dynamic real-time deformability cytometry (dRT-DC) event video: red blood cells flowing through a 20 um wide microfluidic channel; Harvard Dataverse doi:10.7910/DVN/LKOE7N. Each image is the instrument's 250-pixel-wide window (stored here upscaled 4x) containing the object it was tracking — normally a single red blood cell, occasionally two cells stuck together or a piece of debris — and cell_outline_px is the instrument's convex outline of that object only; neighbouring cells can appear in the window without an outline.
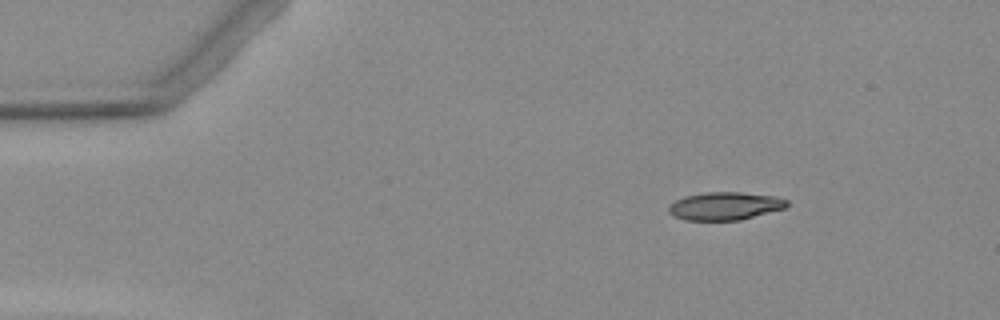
{"species": "Egyptian fruit bat (a non-hibernating species)", "species_latin": "Rousettus aegyptiacus", "temperature_condition": "warm", "stored_images_in_passage": 3, "camera_frame_rate_fps": 3000, "um_per_image_px": 0.085, "animal": {"sex": "female"}, "frame": {"image": 1, "passage_image": 3, "time_ms": 2.667, "image_size_px": [1000, 320], "cell_outline_px": [[788, 208], [740, 220], [684, 220], [672, 216], [668, 212], [668, 208], [676, 200], [684, 196], [708, 192], [740, 192], [776, 196], [788, 200]], "centroid_in_image_um": [61.66, 17.51], "position_along_channel_um": 23.3, "area_um2": 19.42}}